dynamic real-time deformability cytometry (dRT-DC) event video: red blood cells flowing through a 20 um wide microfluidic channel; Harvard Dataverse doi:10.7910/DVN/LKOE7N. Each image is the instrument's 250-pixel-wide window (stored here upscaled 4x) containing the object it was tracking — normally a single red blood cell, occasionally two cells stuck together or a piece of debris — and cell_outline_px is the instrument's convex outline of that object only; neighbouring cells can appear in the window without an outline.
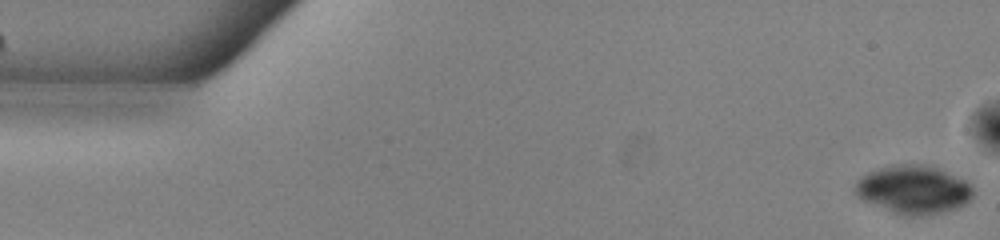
{"species": "common noctule bat (a hibernating species)", "species_latin": "Nyctalus noctula", "temperature_condition": "warm", "stored_images_in_passage": 53, "camera_frame_rate_fps": 3000, "um_per_image_px": 0.085, "animal": {"sex": "male", "body_mass_g": 13.0, "forearm_length_mm": 53.1}, "frame": {"image": 1, "passage_image": 1, "time_ms": 0.0, "image_size_px": [1000, 240], "cell_outline_px": [[972, 196], [964, 204], [956, 208], [944, 212], [920, 216], [904, 216], [892, 212], [864, 200], [856, 192], [856, 184], [868, 172], [892, 164], [920, 164], [936, 168], [964, 180], [972, 184]], "centroid_in_image_um": [77.67, 16.13], "position_along_channel_um": 7.3, "area_um2": 32.66}}
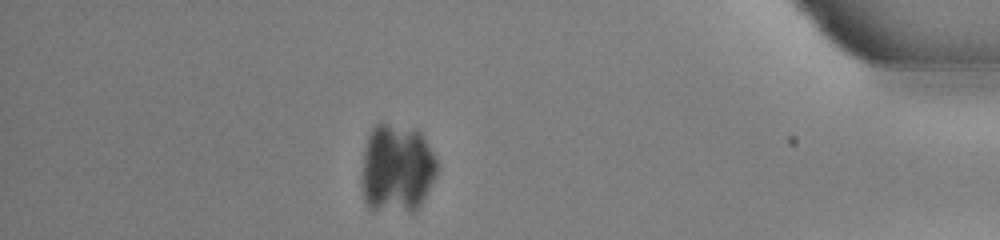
{"frame": {"image": 2, "passage_image": 46, "time_ms": 15.0, "image_size_px": [1000, 240], "cell_outline_px": [[436, 176], [428, 192], [420, 204], [412, 212], [408, 212], [368, 208], [364, 200], [364, 152], [368, 136], [372, 128], [376, 124], [388, 124], [420, 132], [424, 136], [436, 160]], "centroid_in_image_um": [33.76, 14.33], "position_along_channel_um": 401.4, "area_um2": 38.15}}
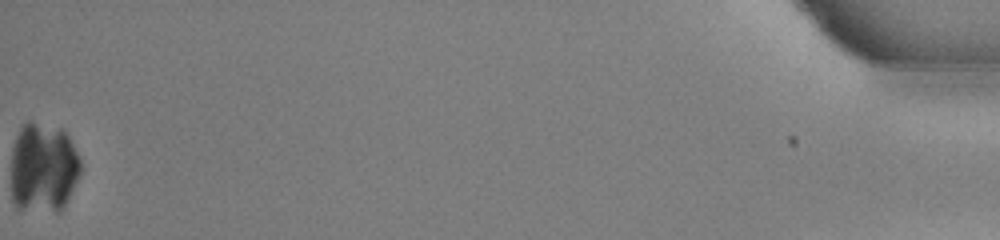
{"frame": {"image": 3, "passage_image": 53, "time_ms": 17.333, "image_size_px": [1000, 240], "cell_outline_px": [[80, 172], [64, 208], [60, 212], [56, 212], [16, 208], [12, 200], [12, 148], [16, 136], [20, 128], [28, 120], [60, 128], [68, 136], [80, 160]], "centroid_in_image_um": [3.66, 14.27], "position_along_channel_um": 431.5, "area_um2": 36.53}}